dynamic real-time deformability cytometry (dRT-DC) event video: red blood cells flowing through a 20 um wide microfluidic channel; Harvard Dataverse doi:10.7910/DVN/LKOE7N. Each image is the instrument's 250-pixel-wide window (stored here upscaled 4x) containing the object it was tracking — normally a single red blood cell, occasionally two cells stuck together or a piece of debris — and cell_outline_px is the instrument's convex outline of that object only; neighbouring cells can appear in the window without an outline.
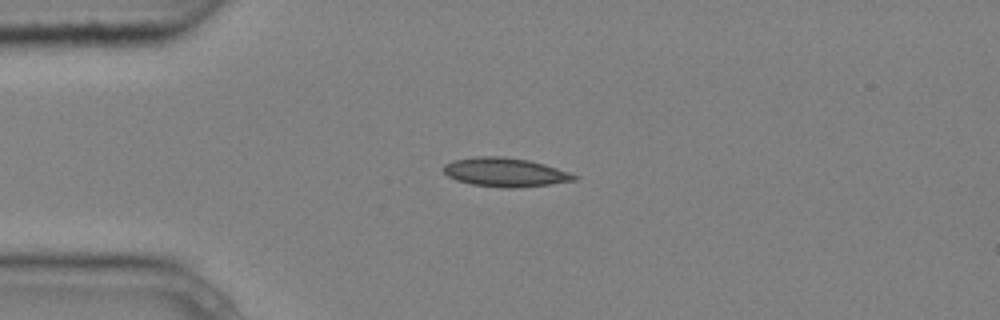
{"species": "common noctule bat (a hibernating species)", "species_latin": "Nyctalus noctula", "temperature_condition": "cold", "stored_images_in_passage": 6, "camera_frame_rate_fps": 3000, "um_per_image_px": 0.085, "animal": {"sex": "male", "body_mass_g": 20.4}, "frame": {"image": 1, "passage_image": 2, "time_ms": 0.333, "image_size_px": [1000, 320], "cell_outline_px": [[580, 176], [576, 180], [548, 184], [512, 188], [504, 188], [472, 184], [456, 180], [448, 176], [440, 168], [444, 164], [452, 160], [476, 156], [504, 156], [528, 160], [544, 164]], "centroid_in_image_um": [42.89, 14.63], "position_along_channel_um": 42.1, "area_um2": 22.02}}
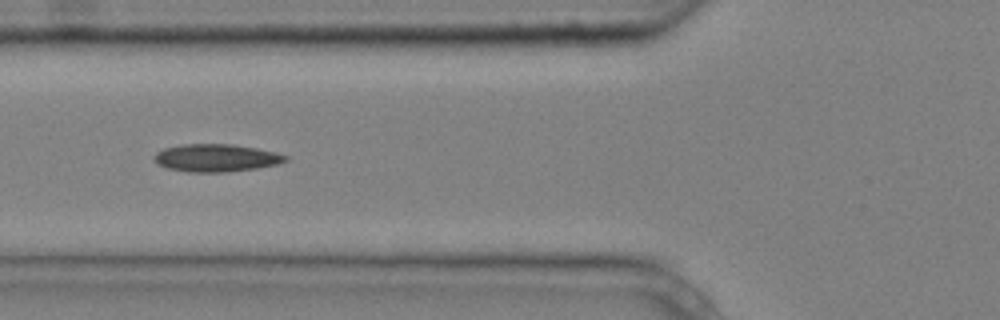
{"frame": {"image": 2, "passage_image": 4, "time_ms": 1.0, "image_size_px": [1000, 320], "cell_outline_px": [[288, 160], [276, 164], [256, 168], [224, 172], [188, 172], [168, 168], [156, 164], [152, 156], [156, 152], [164, 148], [180, 144], [232, 144], [256, 148], [276, 152], [288, 156]], "centroid_in_image_um": [18.33, 13.41], "position_along_channel_um": 107.5, "area_um2": 21.21}}